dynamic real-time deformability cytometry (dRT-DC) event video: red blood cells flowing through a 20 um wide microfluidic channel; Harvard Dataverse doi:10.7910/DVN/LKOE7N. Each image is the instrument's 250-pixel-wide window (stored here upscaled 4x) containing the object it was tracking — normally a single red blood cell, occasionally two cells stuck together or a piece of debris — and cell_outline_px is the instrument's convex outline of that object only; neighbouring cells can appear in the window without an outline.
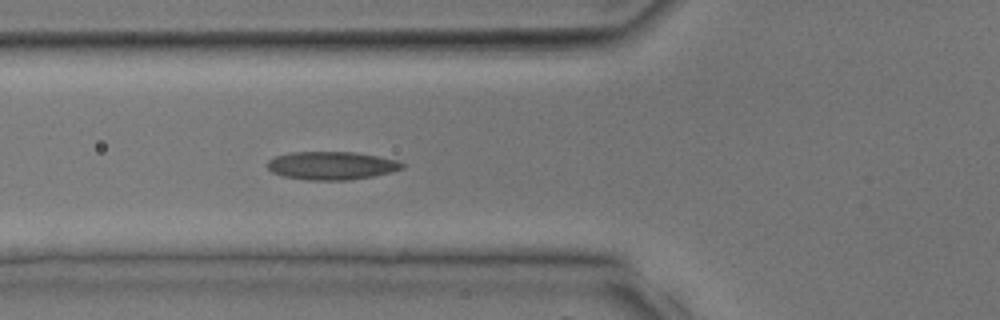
{"species": "common noctule bat (a hibernating species)", "species_latin": "Nyctalus noctula", "temperature_condition": "room temperature", "stored_images_in_passage": 26, "camera_frame_rate_fps": 3000, "um_per_image_px": 0.085, "animal": {"sex": "male", "body_mass_g": 17.9, "forearm_length_mm": 54.2}, "frame": {"image": 1, "passage_image": 4, "time_ms": 1.0, "image_size_px": [1000, 320], "cell_outline_px": [[404, 168], [392, 172], [372, 176], [348, 180], [308, 180], [284, 176], [272, 172], [268, 168], [268, 160], [276, 156], [288, 152], [352, 152], [376, 156], [396, 160], [404, 164]], "centroid_in_image_um": [28.17, 14.07], "position_along_channel_um": 97.6, "area_um2": 21.96}}
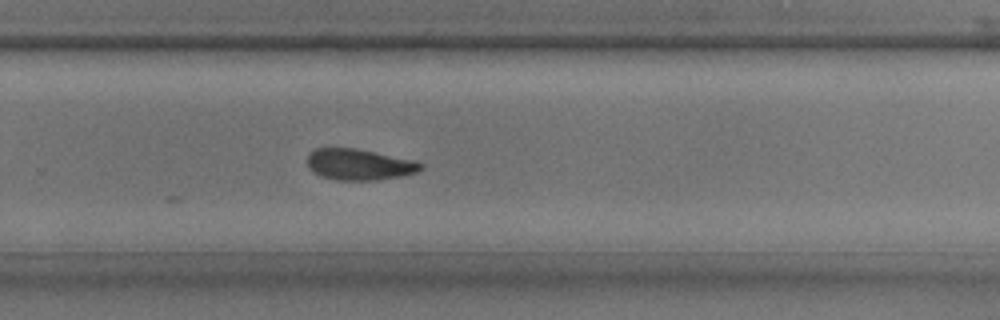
{"frame": {"image": 2, "passage_image": 14, "time_ms": 4.333, "image_size_px": [1000, 320], "cell_outline_px": [[424, 168], [416, 172], [400, 176], [376, 180], [336, 180], [320, 176], [312, 172], [308, 168], [308, 152], [316, 148], [356, 148], [416, 160], [424, 164]], "centroid_in_image_um": [30.53, 13.98], "position_along_channel_um": 299.3, "area_um2": 20.81}}
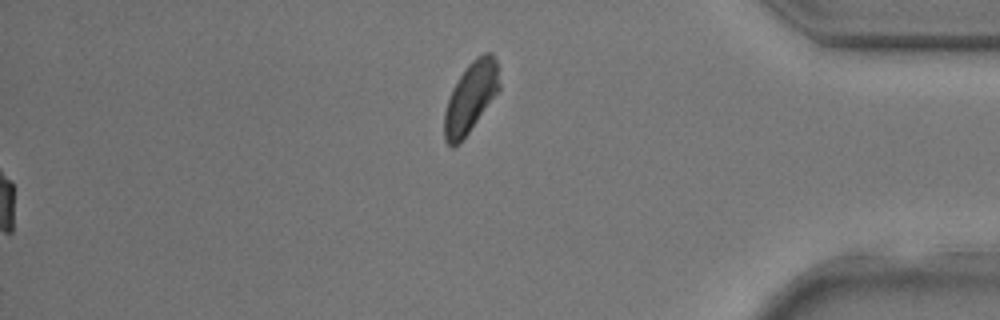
{"frame": {"image": 3, "passage_image": 26, "time_ms": 8.333, "image_size_px": [1000, 320], "cell_outline_px": [[500, 88], [468, 132], [452, 148], [444, 140], [444, 112], [452, 88], [468, 64], [476, 56], [484, 52], [492, 52], [496, 60], [500, 84]], "centroid_in_image_um": [40.0, 8.22], "position_along_channel_um": 395.2, "area_um2": 22.08}}